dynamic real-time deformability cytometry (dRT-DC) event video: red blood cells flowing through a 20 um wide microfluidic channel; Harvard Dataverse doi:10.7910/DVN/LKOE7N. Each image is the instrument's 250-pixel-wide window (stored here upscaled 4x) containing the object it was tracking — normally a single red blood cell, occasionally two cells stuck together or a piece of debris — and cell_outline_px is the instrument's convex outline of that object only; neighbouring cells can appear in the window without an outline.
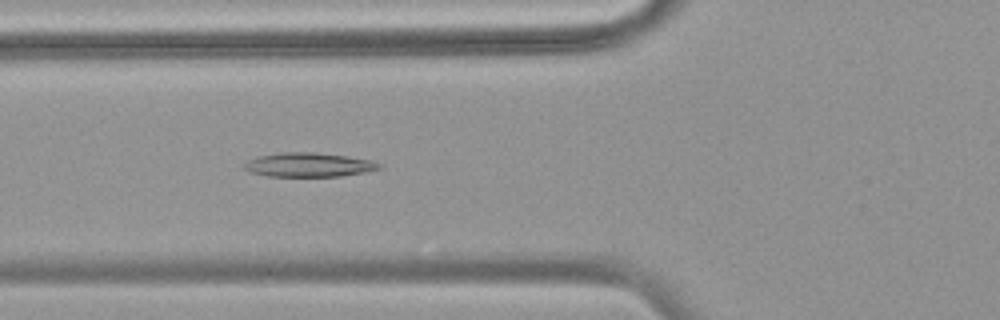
{"species": "common noctule bat (a hibernating species)", "species_latin": "Nyctalus noctula", "temperature_condition": "warm", "stored_images_in_passage": 43, "camera_frame_rate_fps": 3000, "um_per_image_px": 0.085, "animal": {"sex": "female", "body_mass_g": 18.4}, "frame": {"image": 1, "passage_image": 9, "time_ms": 2.667, "image_size_px": [1000, 320], "cell_outline_px": [[384, 164], [380, 168], [364, 172], [340, 176], [268, 176], [252, 172], [244, 168], [244, 164], [248, 160], [260, 156], [280, 152], [312, 152], [348, 156], [372, 160]], "centroid_in_image_um": [26.28, 14.0], "position_along_channel_um": 99.5, "area_um2": 18.84}}
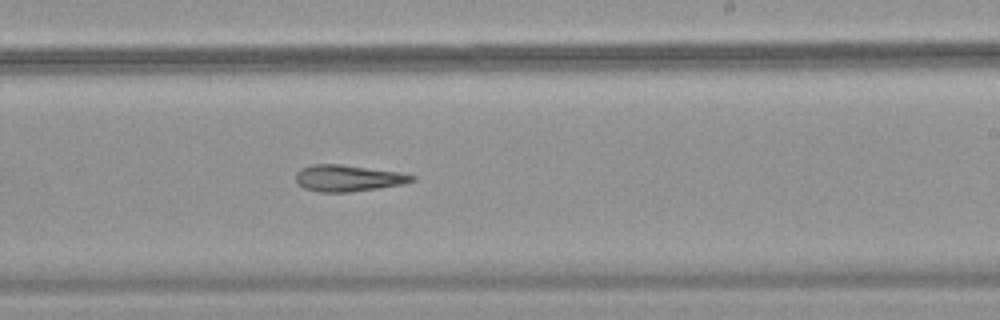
{"frame": {"image": 2, "passage_image": 22, "time_ms": 7.0, "image_size_px": [1000, 320], "cell_outline_px": [[416, 180], [404, 184], [348, 192], [320, 192], [304, 188], [296, 180], [296, 172], [300, 168], [312, 164], [340, 164], [400, 172], [416, 176]], "centroid_in_image_um": [29.59, 15.13], "position_along_channel_um": 259.4, "area_um2": 17.86}}
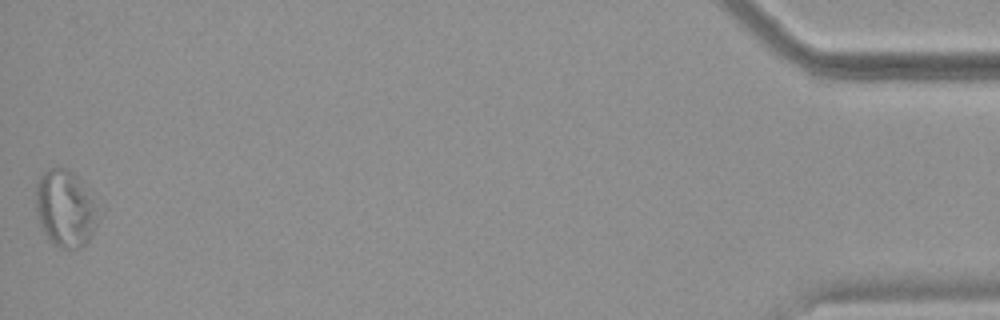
{"frame": {"image": 3, "passage_image": 43, "time_ms": 14.0, "image_size_px": [1000, 320], "cell_outline_px": [[96, 224], [92, 236], [80, 248], [60, 248], [52, 244], [44, 232], [40, 224], [36, 208], [36, 184], [40, 176], [48, 168], [64, 168], [72, 172], [76, 176], [96, 208]], "centroid_in_image_um": [5.49, 17.76], "position_along_channel_um": 429.7, "area_um2": 27.11}}